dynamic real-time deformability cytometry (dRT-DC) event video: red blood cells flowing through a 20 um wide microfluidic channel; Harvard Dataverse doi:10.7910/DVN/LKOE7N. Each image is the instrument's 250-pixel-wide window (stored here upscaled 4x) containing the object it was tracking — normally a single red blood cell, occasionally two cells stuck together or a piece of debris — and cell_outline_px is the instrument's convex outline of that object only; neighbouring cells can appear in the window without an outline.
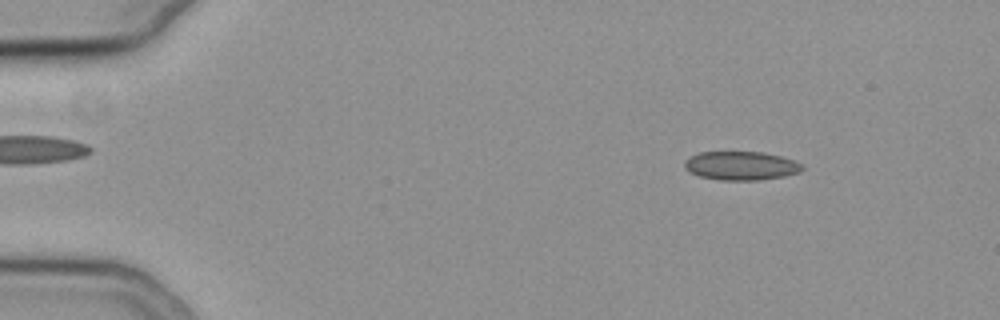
{"species": "common noctule bat (a hibernating species)", "species_latin": "Nyctalus noctula", "temperature_condition": "cold", "stored_images_in_passage": 16, "camera_frame_rate_fps": 3000, "um_per_image_px": 0.085, "animal": {"sex": "female", "body_mass_g": 19.3, "forearm_length_mm": 54.1}, "frame": {"image": 1, "passage_image": 2, "time_ms": 0.333, "image_size_px": [1000, 320], "cell_outline_px": [[804, 168], [800, 172], [784, 176], [760, 180], [720, 180], [700, 176], [688, 172], [684, 168], [684, 160], [700, 152], [760, 152], [780, 156], [792, 160], [800, 164]], "centroid_in_image_um": [62.95, 14.09], "position_along_channel_um": 22.1, "area_um2": 19.59}}
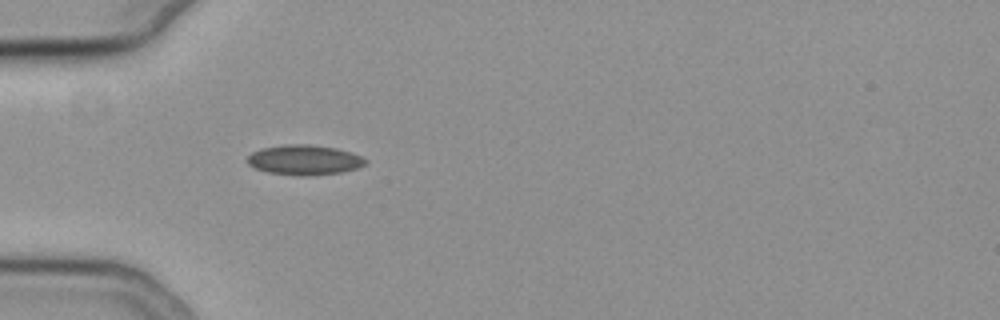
{"frame": {"image": 2, "passage_image": 12, "time_ms": 3.667, "image_size_px": [1000, 320], "cell_outline_px": [[368, 160], [360, 168], [340, 172], [304, 176], [268, 172], [256, 168], [248, 164], [248, 156], [252, 152], [260, 148], [288, 144], [308, 144], [336, 148], [360, 156]], "centroid_in_image_um": [25.86, 13.59], "position_along_channel_um": 59.1, "area_um2": 20.4}}
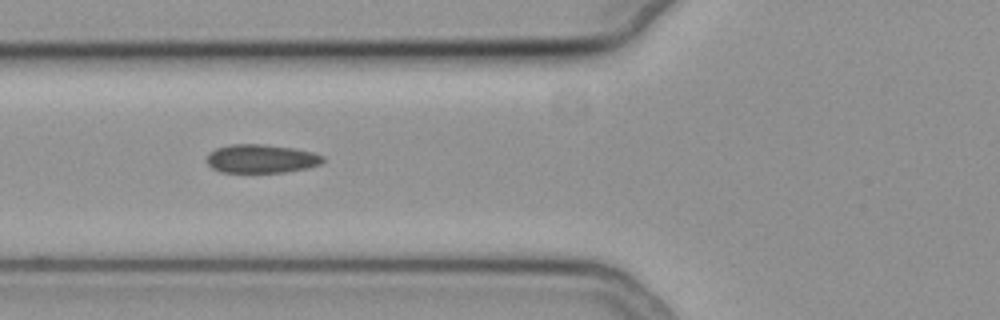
{"frame": {"image": 3, "passage_image": 16, "time_ms": 5.0, "image_size_px": [1000, 320], "cell_outline_px": [[324, 160], [320, 164], [308, 168], [284, 172], [220, 172], [212, 168], [204, 160], [208, 152], [216, 148], [228, 144], [264, 144], [292, 148], [312, 152], [324, 156]], "centroid_in_image_um": [22.15, 13.48], "position_along_channel_um": 103.6, "area_um2": 19.54}}